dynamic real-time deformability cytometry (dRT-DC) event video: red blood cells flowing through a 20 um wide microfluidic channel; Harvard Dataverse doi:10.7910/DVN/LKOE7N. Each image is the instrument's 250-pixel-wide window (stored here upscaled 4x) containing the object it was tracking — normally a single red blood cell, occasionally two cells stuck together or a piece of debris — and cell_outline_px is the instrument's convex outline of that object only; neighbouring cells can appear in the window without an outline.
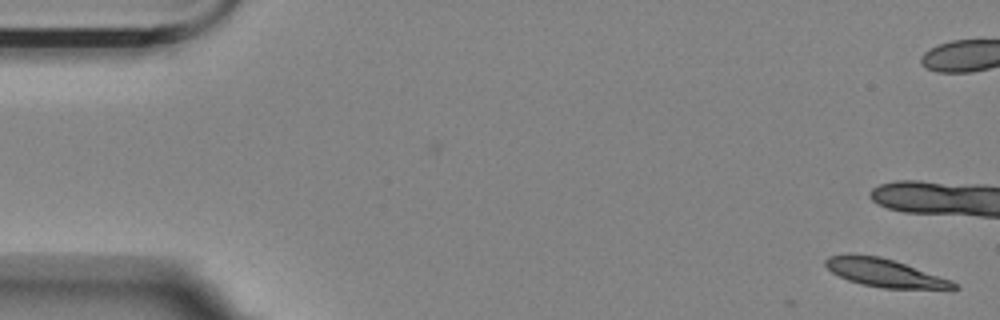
{"species": "Egyptian fruit bat (a non-hibernating species)", "species_latin": "Rousettus aegyptiacus", "temperature_condition": "room temperature", "stored_images_in_passage": 9, "camera_frame_rate_fps": 3000, "um_per_image_px": 0.085, "animal": {"sex": "female"}, "frame": {"image": 1, "passage_image": 1, "time_ms": 0.0, "image_size_px": [1000, 320], "cell_outline_px": [[960, 288], [884, 288], [864, 284], [848, 280], [832, 272], [824, 264], [824, 260], [828, 256], [848, 252], [880, 256], [952, 280]], "centroid_in_image_um": [75.1, 23.15], "position_along_channel_um": 9.9, "area_um2": 20.75}}